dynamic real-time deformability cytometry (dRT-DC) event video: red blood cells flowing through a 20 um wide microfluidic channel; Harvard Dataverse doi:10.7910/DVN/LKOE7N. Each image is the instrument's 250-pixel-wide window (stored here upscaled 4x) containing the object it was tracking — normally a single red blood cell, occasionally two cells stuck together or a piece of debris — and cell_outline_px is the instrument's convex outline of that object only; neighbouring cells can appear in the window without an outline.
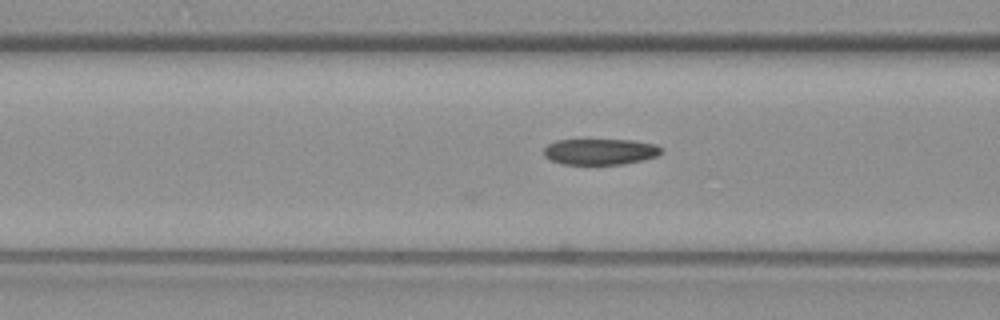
{"species": "common noctule bat (a hibernating species)", "species_latin": "Nyctalus noctula", "temperature_condition": "warm", "stored_images_in_passage": 28, "camera_frame_rate_fps": 3000, "um_per_image_px": 0.085, "animal": {"sex": "female", "body_mass_g": 19.3, "forearm_length_mm": 54.1}, "frame": {"image": 1, "passage_image": 5, "time_ms": 1.333, "image_size_px": [1000, 320], "cell_outline_px": [[660, 152], [656, 156], [624, 164], [564, 164], [552, 160], [544, 156], [544, 148], [548, 144], [556, 140], [632, 140], [656, 144], [660, 148]], "centroid_in_image_um": [50.98, 12.88], "position_along_channel_um": 115.6, "area_um2": 17.57}}
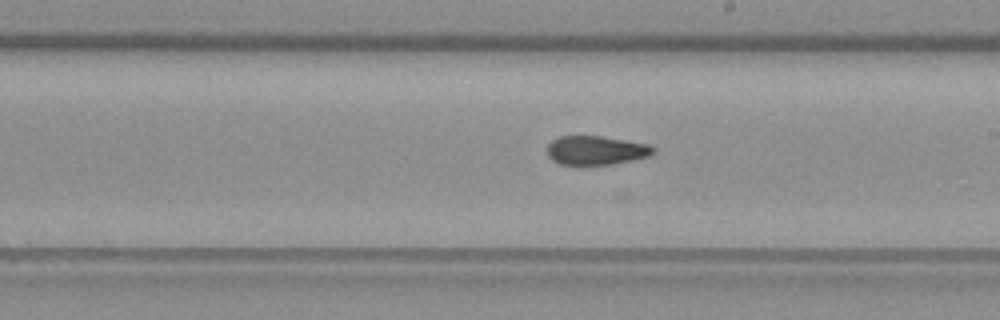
{"frame": {"image": 2, "passage_image": 15, "time_ms": 4.667, "image_size_px": [1000, 320], "cell_outline_px": [[656, 148], [648, 156], [632, 160], [612, 164], [560, 164], [552, 160], [548, 156], [548, 144], [552, 140], [560, 136], [600, 136], [648, 144]], "centroid_in_image_um": [50.64, 12.77], "position_along_channel_um": 238.4, "area_um2": 17.63}}
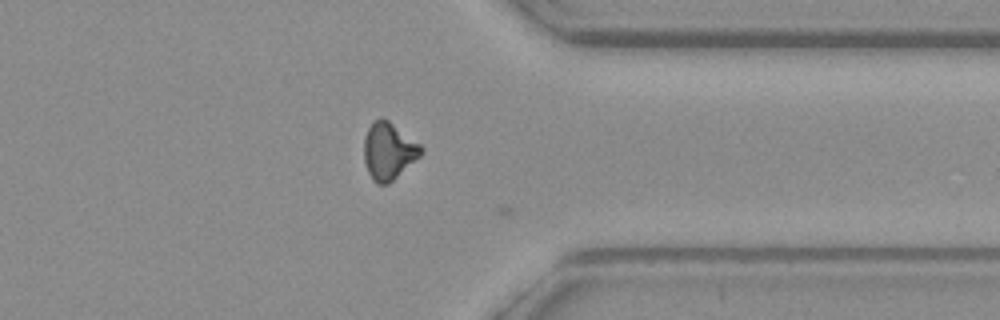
{"frame": {"image": 3, "passage_image": 27, "time_ms": 8.667, "image_size_px": [1000, 320], "cell_outline_px": [[424, 152], [420, 156], [388, 184], [376, 184], [372, 180], [368, 172], [364, 160], [364, 136], [372, 120], [380, 116], [388, 120], [420, 144], [424, 148]], "centroid_in_image_um": [33.01, 12.82], "position_along_channel_um": 378.4, "area_um2": 19.07}}